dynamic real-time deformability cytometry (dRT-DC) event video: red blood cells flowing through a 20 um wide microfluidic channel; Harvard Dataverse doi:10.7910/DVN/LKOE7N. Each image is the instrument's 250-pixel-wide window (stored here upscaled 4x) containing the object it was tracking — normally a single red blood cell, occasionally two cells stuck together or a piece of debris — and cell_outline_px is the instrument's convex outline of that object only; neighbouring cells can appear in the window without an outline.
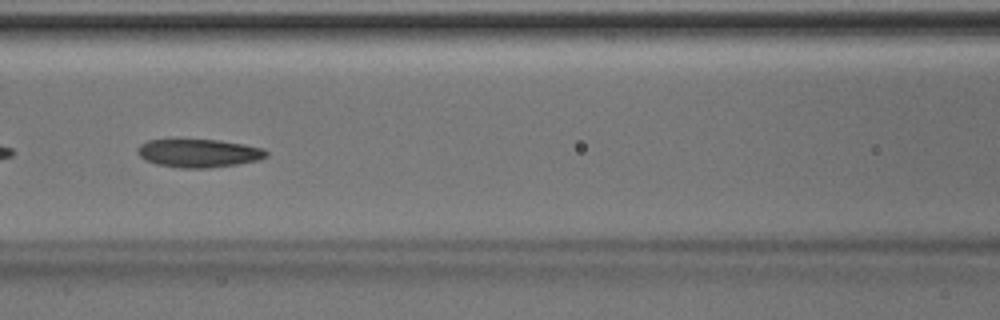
{"species": "Egyptian fruit bat (a non-hibernating species)", "species_latin": "Rousettus aegyptiacus", "temperature_condition": "room temperature", "stored_images_in_passage": 48, "camera_frame_rate_fps": 3000, "um_per_image_px": 0.085, "animal": {"sex": "male"}, "frame": {"image": 1, "passage_image": 21, "time_ms": 6.667, "image_size_px": [1000, 320], "cell_outline_px": [[268, 156], [256, 160], [236, 164], [208, 168], [180, 168], [156, 164], [144, 160], [136, 152], [136, 148], [140, 144], [148, 140], [220, 140], [244, 144], [264, 148], [268, 152]], "centroid_in_image_um": [16.87, 13.02], "position_along_channel_um": 149.7, "area_um2": 21.21}, "authors_computed_cell_mechanics": {"area_um2": 21.3282, "velocity_mm_per_s": 4.1649, "shape_relaxation_time_tau1_ms": 2.3817, "shape_relaxation_time_tau2_ms": 2.4653, "deformation_change_tau1": 0.1215, "deformation_change_tau2": 0.1011}}